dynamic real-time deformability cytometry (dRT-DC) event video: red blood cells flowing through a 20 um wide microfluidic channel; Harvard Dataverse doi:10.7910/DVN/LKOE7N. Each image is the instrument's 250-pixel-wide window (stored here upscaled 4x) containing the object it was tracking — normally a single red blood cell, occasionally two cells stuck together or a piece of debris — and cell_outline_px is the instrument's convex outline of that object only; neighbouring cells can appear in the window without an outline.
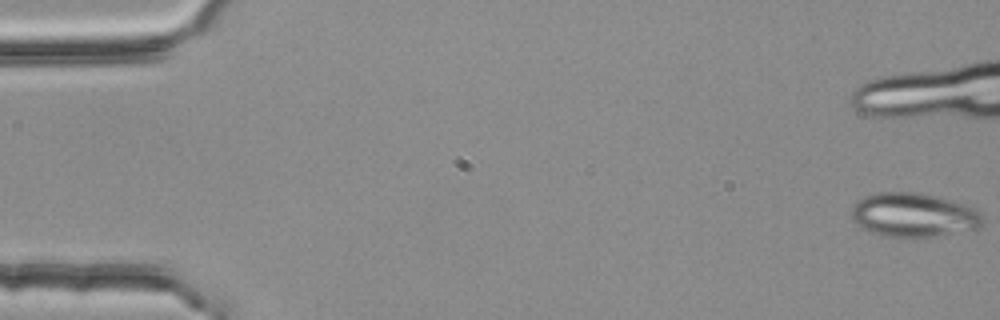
{"species": "common noctule bat (a hibernating species)", "species_latin": "Nyctalus noctula", "temperature_condition": "room temperature", "stored_images_in_passage": 6, "camera_frame_rate_fps": 3000, "um_per_image_px": 0.085, "animal": {"sex": "female", "body_mass_g": 25.1}, "frame": {"image": 1, "passage_image": 1, "time_ms": 0.0, "image_size_px": [1000, 320], "cell_outline_px": [[984, 224], [976, 228], [936, 236], [880, 236], [856, 224], [852, 216], [852, 204], [856, 200], [880, 192], [920, 192], [964, 204], [976, 208], [984, 216]], "centroid_in_image_um": [77.67, 18.26], "position_along_channel_um": 7.3, "area_um2": 33.47}}